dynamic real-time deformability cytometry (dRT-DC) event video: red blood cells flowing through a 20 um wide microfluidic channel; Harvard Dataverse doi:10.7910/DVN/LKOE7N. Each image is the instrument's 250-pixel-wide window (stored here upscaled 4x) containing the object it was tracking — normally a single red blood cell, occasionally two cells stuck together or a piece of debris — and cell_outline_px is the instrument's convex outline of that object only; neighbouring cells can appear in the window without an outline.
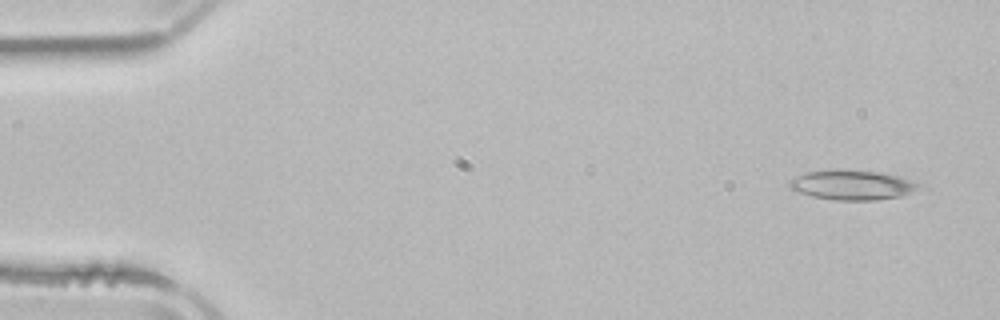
{"species": "common noctule bat (a hibernating species)", "species_latin": "Nyctalus noctula", "temperature_condition": "room temperature", "stored_images_in_passage": 4, "camera_frame_rate_fps": 3000, "um_per_image_px": 0.085, "animal": {"sex": "male", "body_mass_g": 21.5, "forearm_length_mm": 52.0}, "frame": {"image": 1, "passage_image": 1, "time_ms": 0.0, "image_size_px": [1000, 320], "cell_outline_px": [[920, 184], [916, 188], [900, 196], [876, 200], [836, 200], [812, 196], [800, 192], [792, 188], [788, 184], [788, 180], [796, 176], [808, 172], [836, 168], [880, 172], [900, 176], [916, 180]], "centroid_in_image_um": [72.42, 15.69], "position_along_channel_um": 12.6, "area_um2": 22.43}}
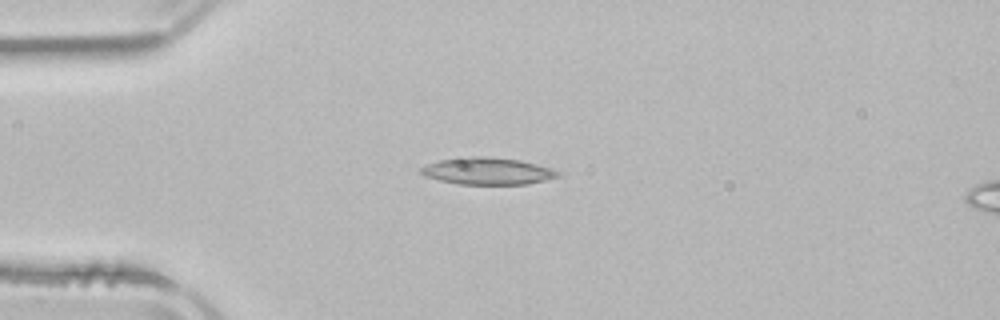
{"frame": {"image": 2, "passage_image": 3, "time_ms": 3.333, "image_size_px": [1000, 320], "cell_outline_px": [[564, 172], [560, 176], [528, 184], [456, 184], [424, 176], [420, 172], [420, 168], [428, 164], [440, 160], [464, 156], [484, 156], [520, 160], [552, 168]], "centroid_in_image_um": [41.47, 14.54], "position_along_channel_um": 43.5, "area_um2": 21.68}}